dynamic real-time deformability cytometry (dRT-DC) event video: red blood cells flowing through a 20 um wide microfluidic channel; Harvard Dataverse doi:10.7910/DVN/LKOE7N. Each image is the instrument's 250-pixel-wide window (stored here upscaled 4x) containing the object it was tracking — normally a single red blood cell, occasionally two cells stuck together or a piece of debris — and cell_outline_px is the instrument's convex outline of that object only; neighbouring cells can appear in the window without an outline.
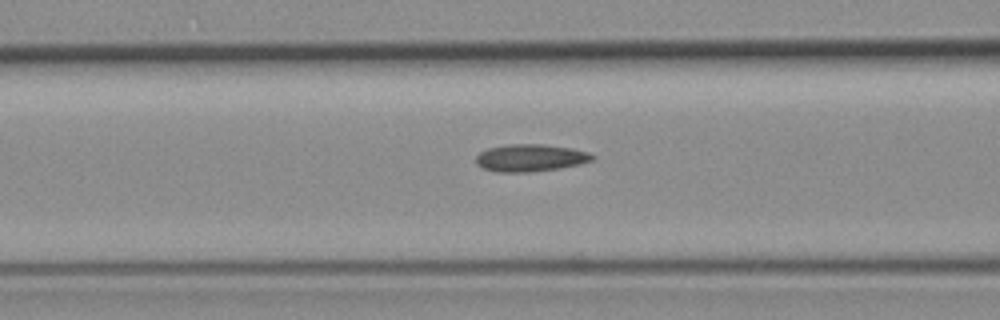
{"species": "common noctule bat (a hibernating species)", "species_latin": "Nyctalus noctula", "temperature_condition": "room temperature", "stored_images_in_passage": 27, "camera_frame_rate_fps": 3000, "um_per_image_px": 0.085, "animal": {"sex": "female", "body_mass_g": 19.3, "forearm_length_mm": 54.1}, "frame": {"image": 1, "passage_image": 5, "time_ms": 1.333, "image_size_px": [1000, 320], "cell_outline_px": [[596, 156], [592, 160], [580, 164], [560, 168], [532, 172], [496, 172], [484, 168], [476, 164], [476, 156], [480, 152], [488, 148], [508, 144], [540, 144], [572, 148], [588, 152]], "centroid_in_image_um": [45.08, 13.42], "position_along_channel_um": 121.5, "area_um2": 18.55}}
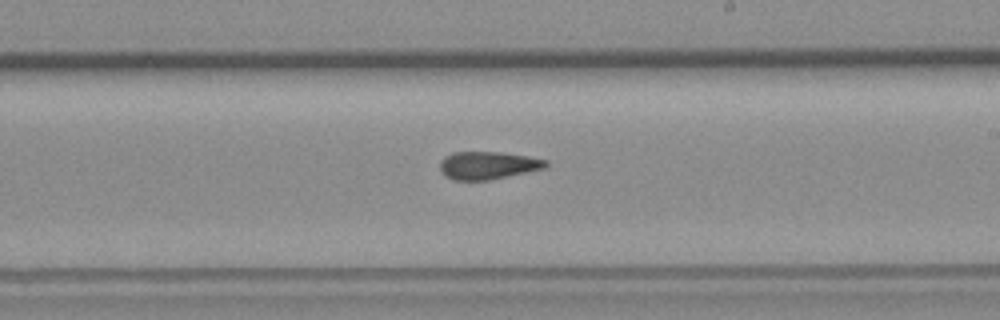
{"frame": {"image": 2, "passage_image": 15, "time_ms": 4.667, "image_size_px": [1000, 320], "cell_outline_px": [[548, 168], [488, 180], [452, 180], [444, 176], [440, 172], [440, 160], [444, 156], [452, 152], [500, 152], [528, 156], [548, 160]], "centroid_in_image_um": [41.46, 14.05], "position_along_channel_um": 247.5, "area_um2": 17.4}}
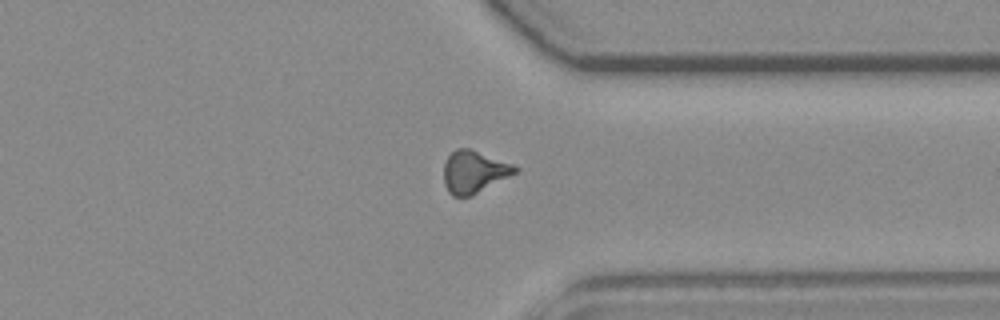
{"frame": {"image": 3, "passage_image": 25, "time_ms": 8.0, "image_size_px": [1000, 320], "cell_outline_px": [[520, 168], [516, 172], [472, 196], [452, 196], [448, 192], [444, 184], [444, 164], [448, 156], [456, 148], [472, 148], [512, 164]], "centroid_in_image_um": [40.27, 14.59], "position_along_channel_um": 371.1, "area_um2": 17.57}}